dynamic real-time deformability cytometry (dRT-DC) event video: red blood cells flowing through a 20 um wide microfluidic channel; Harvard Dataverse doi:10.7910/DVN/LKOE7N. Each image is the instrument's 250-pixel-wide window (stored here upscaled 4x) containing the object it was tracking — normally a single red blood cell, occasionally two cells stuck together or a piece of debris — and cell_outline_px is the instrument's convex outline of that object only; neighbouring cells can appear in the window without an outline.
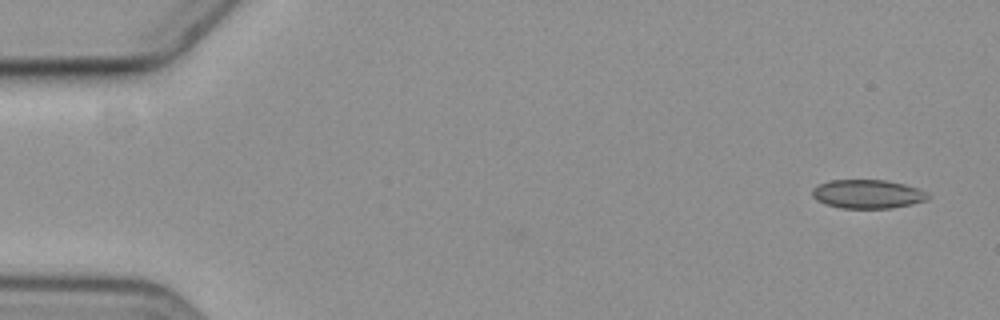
{"species": "common noctule bat (a hibernating species)", "species_latin": "Nyctalus noctula", "temperature_condition": "cold", "stored_images_in_passage": 2, "camera_frame_rate_fps": 3000, "um_per_image_px": 0.085, "animal": {"sex": "female", "body_mass_g": 19.3, "forearm_length_mm": 54.1}, "frame": {"image": 1, "passage_image": 2, "time_ms": 1.333, "image_size_px": [1000, 320], "cell_outline_px": [[932, 196], [924, 200], [912, 204], [888, 208], [840, 208], [816, 200], [812, 196], [812, 188], [828, 180], [884, 180], [904, 184], [916, 188]], "centroid_in_image_um": [73.71, 16.49], "position_along_channel_um": 11.3, "area_um2": 19.19}}